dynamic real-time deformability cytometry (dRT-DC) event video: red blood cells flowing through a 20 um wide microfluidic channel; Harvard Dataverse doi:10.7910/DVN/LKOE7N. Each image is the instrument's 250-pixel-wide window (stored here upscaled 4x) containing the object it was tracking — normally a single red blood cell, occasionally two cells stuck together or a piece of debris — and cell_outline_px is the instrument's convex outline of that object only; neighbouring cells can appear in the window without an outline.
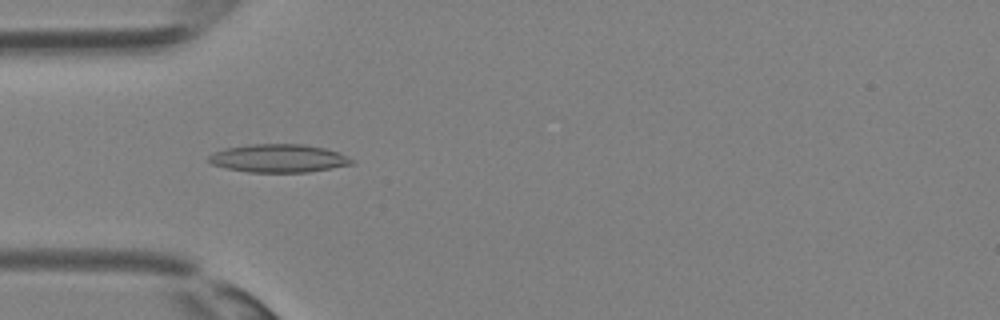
{"species": "Egyptian fruit bat (a non-hibernating species)", "species_latin": "Rousettus aegyptiacus", "temperature_condition": "room temperature", "stored_images_in_passage": 26, "camera_frame_rate_fps": 3000, "um_per_image_px": 0.085, "animal": {"sex": "female"}, "frame": {"image": 1, "passage_image": 2, "time_ms": 0.333, "image_size_px": [1000, 320], "cell_outline_px": [[356, 160], [352, 164], [308, 172], [248, 172], [228, 168], [212, 164], [208, 160], [208, 156], [212, 152], [224, 148], [248, 144], [304, 144], [324, 148], [336, 152]], "centroid_in_image_um": [23.64, 13.45], "position_along_channel_um": 61.4, "area_um2": 23.41}}
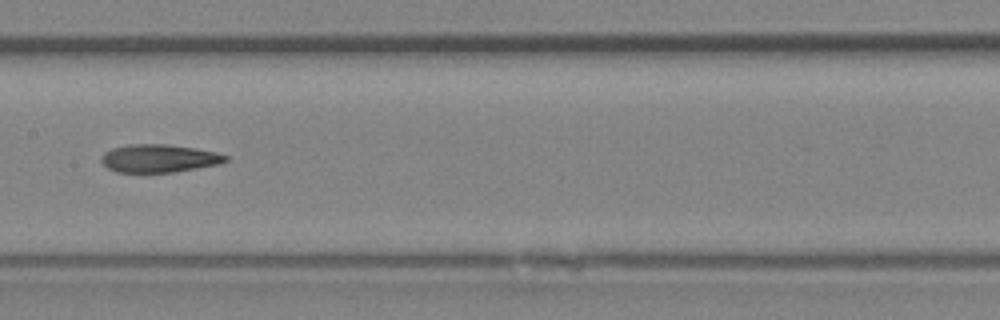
{"frame": {"image": 2, "passage_image": 9, "time_ms": 2.667, "image_size_px": [1000, 320], "cell_outline_px": [[228, 160], [216, 164], [172, 172], [116, 172], [108, 168], [100, 160], [100, 156], [104, 152], [112, 148], [128, 144], [164, 144], [196, 148], [216, 152], [228, 156]], "centroid_in_image_um": [13.46, 13.45], "position_along_channel_um": 193.9, "area_um2": 20.11}}
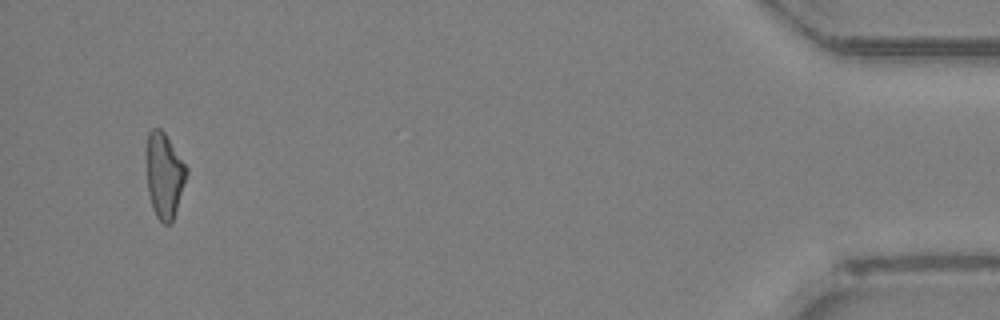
{"frame": {"image": 3, "passage_image": 25, "time_ms": 8.0, "image_size_px": [1000, 320], "cell_outline_px": [[188, 172], [172, 224], [164, 224], [156, 216], [152, 208], [148, 192], [148, 132], [152, 128], [160, 128], [164, 132], [188, 168]], "centroid_in_image_um": [13.99, 14.94], "position_along_channel_um": 421.2, "area_um2": 19.54}}